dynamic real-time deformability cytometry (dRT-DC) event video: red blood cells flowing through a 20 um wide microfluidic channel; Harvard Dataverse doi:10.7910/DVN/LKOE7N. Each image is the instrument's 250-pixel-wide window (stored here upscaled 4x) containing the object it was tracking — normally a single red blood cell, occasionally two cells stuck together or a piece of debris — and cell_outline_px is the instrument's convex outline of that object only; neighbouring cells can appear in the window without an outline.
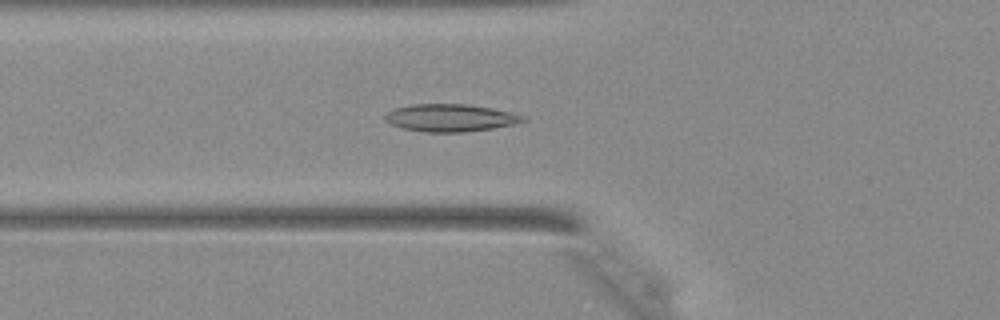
{"species": "Egyptian fruit bat (a non-hibernating species)", "species_latin": "Rousettus aegyptiacus", "temperature_condition": "warm", "stored_images_in_passage": 43, "camera_frame_rate_fps": 3000, "um_per_image_px": 0.085, "animal": {"sex": "female"}, "frame": {"image": 1, "passage_image": 16, "time_ms": 5.0, "image_size_px": [1000, 320], "cell_outline_px": [[528, 120], [512, 124], [492, 128], [464, 132], [424, 132], [400, 128], [384, 120], [384, 116], [388, 112], [396, 108], [412, 104], [464, 104], [492, 108], [524, 116]], "centroid_in_image_um": [38.24, 10.02], "position_along_channel_um": 87.6, "area_um2": 21.91}}
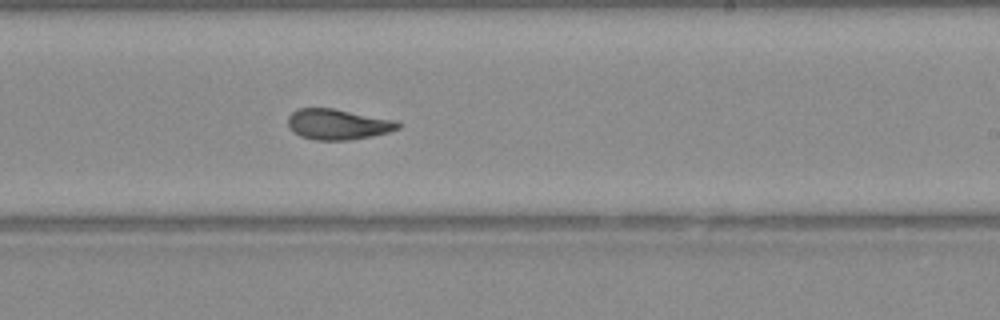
{"frame": {"image": 2, "passage_image": 27, "time_ms": 8.667, "image_size_px": [1000, 320], "cell_outline_px": [[400, 128], [388, 132], [348, 140], [316, 140], [300, 136], [292, 132], [288, 128], [288, 116], [296, 108], [332, 108], [396, 120], [400, 124]], "centroid_in_image_um": [28.67, 10.56], "position_along_channel_um": 260.3, "area_um2": 19.59}}
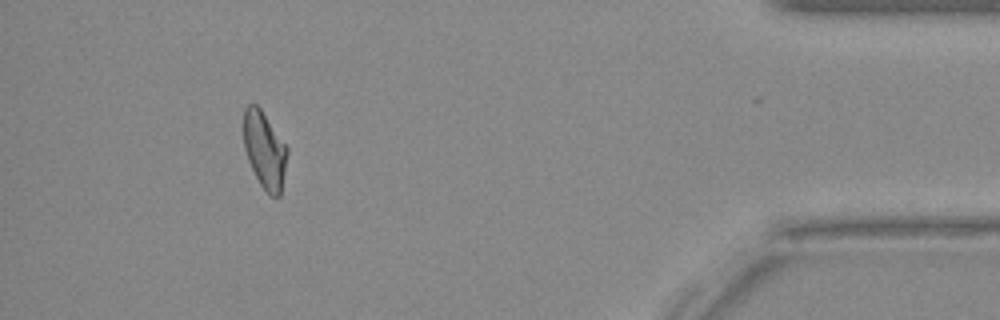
{"frame": {"image": 3, "passage_image": 40, "time_ms": 13.0, "image_size_px": [1000, 320], "cell_outline_px": [[288, 152], [280, 196], [272, 196], [260, 184], [248, 160], [244, 148], [244, 108], [248, 104], [256, 104], [260, 108], [288, 148]], "centroid_in_image_um": [22.49, 12.73], "position_along_channel_um": 412.7, "area_um2": 19.19}}